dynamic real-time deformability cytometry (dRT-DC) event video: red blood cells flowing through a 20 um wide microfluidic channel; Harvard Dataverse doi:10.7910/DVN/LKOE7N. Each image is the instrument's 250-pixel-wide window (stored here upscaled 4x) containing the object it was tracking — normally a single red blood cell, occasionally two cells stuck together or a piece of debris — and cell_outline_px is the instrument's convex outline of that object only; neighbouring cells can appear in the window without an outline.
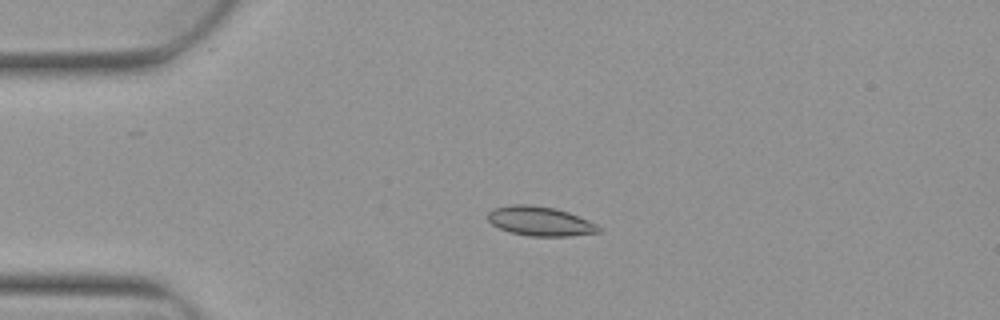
{"species": "Egyptian fruit bat (a non-hibernating species)", "species_latin": "Rousettus aegyptiacus", "temperature_condition": "warm", "stored_images_in_passage": 5, "camera_frame_rate_fps": 3000, "um_per_image_px": 0.085, "animal": {"sex": "female"}, "frame": {"image": 1, "passage_image": 4, "time_ms": 1.0, "image_size_px": [1000, 320], "cell_outline_px": [[600, 232], [568, 236], [532, 236], [512, 232], [500, 228], [492, 224], [488, 220], [488, 212], [492, 208], [512, 204], [528, 204], [556, 208], [568, 212], [588, 220], [596, 224], [600, 228]], "centroid_in_image_um": [45.89, 18.78], "position_along_channel_um": 39.1, "area_um2": 18.84}}